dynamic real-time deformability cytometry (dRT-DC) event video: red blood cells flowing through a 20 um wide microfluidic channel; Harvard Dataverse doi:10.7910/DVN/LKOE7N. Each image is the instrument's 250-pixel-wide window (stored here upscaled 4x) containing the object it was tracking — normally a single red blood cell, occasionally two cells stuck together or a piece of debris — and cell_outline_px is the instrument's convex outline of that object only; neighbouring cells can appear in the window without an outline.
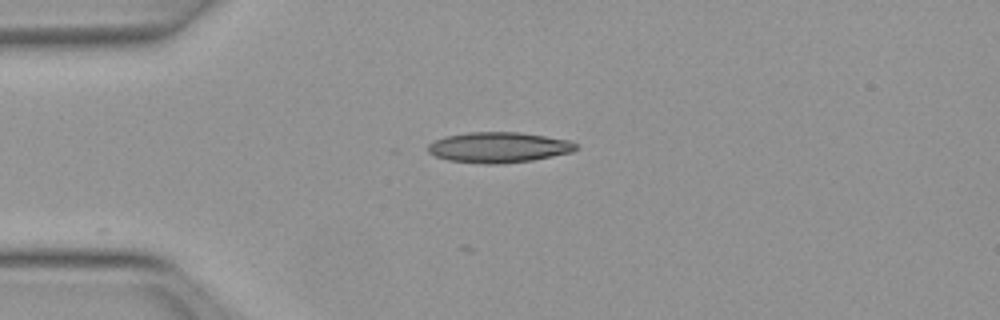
{"species": "Egyptian fruit bat (a non-hibernating species)", "species_latin": "Rousettus aegyptiacus", "temperature_condition": "warm", "stored_images_in_passage": 7, "camera_frame_rate_fps": 3000, "um_per_image_px": 0.085, "animal": {"sex": "female"}, "frame": {"image": 1, "passage_image": 1, "time_ms": 0.0, "image_size_px": [1000, 320], "cell_outline_px": [[580, 148], [572, 152], [532, 160], [504, 164], [484, 164], [448, 160], [436, 156], [428, 152], [428, 144], [444, 136], [468, 132], [520, 132], [568, 140], [576, 144]], "centroid_in_image_um": [42.38, 12.53], "position_along_channel_um": 42.6, "area_um2": 26.36}}